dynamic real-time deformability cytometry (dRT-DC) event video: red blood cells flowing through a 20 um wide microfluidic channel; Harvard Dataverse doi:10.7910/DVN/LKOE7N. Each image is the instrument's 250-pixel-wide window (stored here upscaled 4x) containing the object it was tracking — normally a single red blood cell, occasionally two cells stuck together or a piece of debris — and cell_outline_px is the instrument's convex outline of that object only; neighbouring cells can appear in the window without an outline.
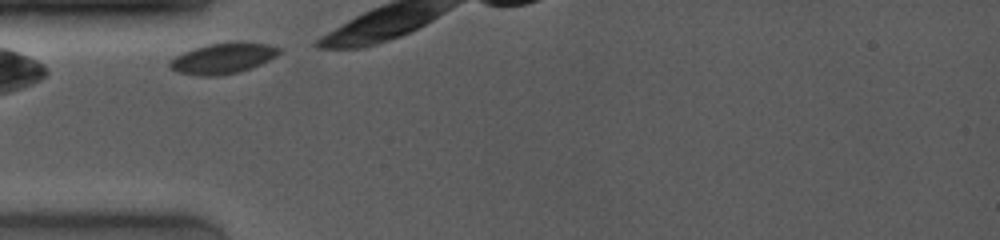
{"species": "common noctule bat (a hibernating species)", "species_latin": "Nyctalus noctula", "temperature_condition": "room temperature", "stored_images_in_passage": 9, "camera_frame_rate_fps": 4000, "um_per_image_px": 0.085, "animal": {"sex": "female", "body_mass_g": 19.0, "forearm_length_mm": 53.3}, "frame": {"image": 1, "passage_image": 1, "time_ms": 0.0, "image_size_px": [1000, 240], "cell_outline_px": [[284, 52], [260, 64], [236, 72], [216, 76], [200, 76], [180, 72], [172, 68], [168, 64], [168, 60], [184, 52], [208, 44], [240, 40], [268, 44], [280, 48]], "centroid_in_image_um": [18.99, 4.92], "position_along_channel_um": 66.0, "area_um2": 19.54}}